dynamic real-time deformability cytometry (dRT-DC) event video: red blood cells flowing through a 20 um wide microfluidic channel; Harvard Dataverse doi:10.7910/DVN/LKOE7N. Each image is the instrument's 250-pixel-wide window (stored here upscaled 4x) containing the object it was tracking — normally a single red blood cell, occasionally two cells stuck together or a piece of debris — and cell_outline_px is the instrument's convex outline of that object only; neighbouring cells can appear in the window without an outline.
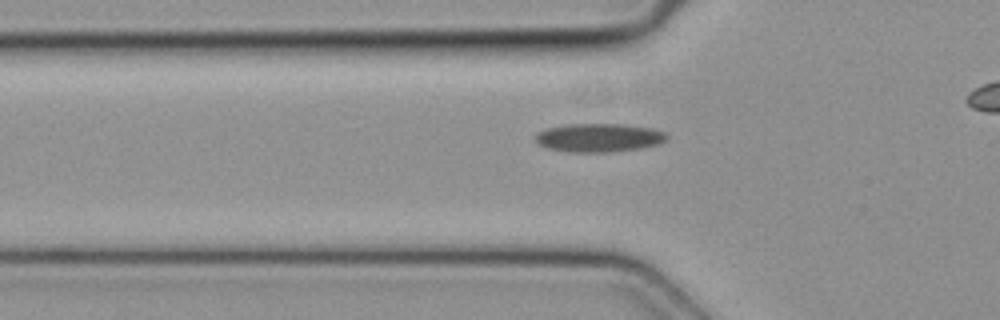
{"species": "common noctule bat (a hibernating species)", "species_latin": "Nyctalus noctula", "temperature_condition": "cold", "stored_images_in_passage": 31, "camera_frame_rate_fps": 3000, "um_per_image_px": 0.085, "animal": {"sex": "female", "body_mass_g": 19.3, "forearm_length_mm": 54.1}, "frame": {"image": 1, "passage_image": 8, "time_ms": 2.333, "image_size_px": [1000, 320], "cell_outline_px": [[668, 140], [660, 144], [640, 148], [612, 152], [568, 152], [548, 148], [536, 144], [536, 132], [548, 128], [568, 124], [624, 124], [652, 128], [664, 132], [668, 136]], "centroid_in_image_um": [50.92, 11.71], "position_along_channel_um": 74.9, "area_um2": 22.02}}
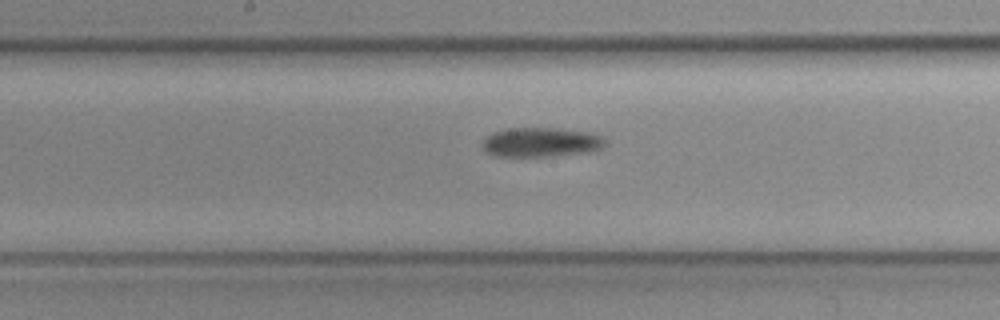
{"frame": {"image": 2, "passage_image": 17, "time_ms": 5.333, "image_size_px": [1000, 320], "cell_outline_px": [[608, 144], [592, 152], [556, 156], [492, 156], [484, 152], [484, 140], [492, 132], [508, 128], [556, 128], [588, 132], [600, 136]], "centroid_in_image_um": [45.99, 12.1], "position_along_channel_um": 202.2, "area_um2": 21.15}}
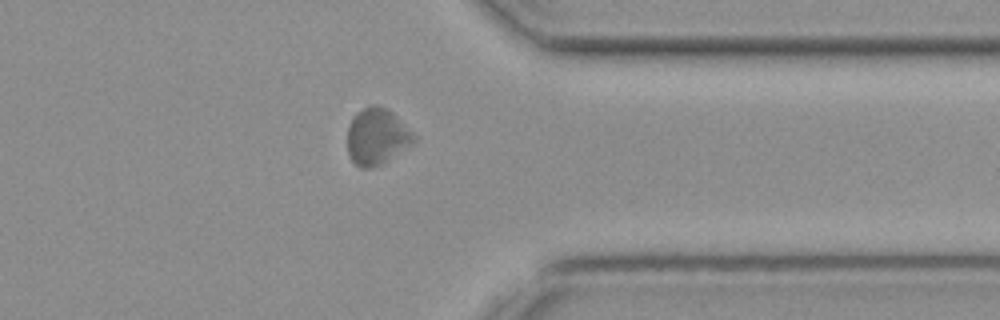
{"frame": {"image": 3, "passage_image": 30, "time_ms": 9.667, "image_size_px": [1000, 320], "cell_outline_px": [[416, 140], [412, 144], [384, 164], [372, 168], [360, 168], [352, 160], [348, 152], [348, 124], [352, 116], [356, 112], [372, 104], [376, 104], [388, 108], [416, 136]], "centroid_in_image_um": [32.03, 11.61], "position_along_channel_um": 379.4, "area_um2": 22.08}}